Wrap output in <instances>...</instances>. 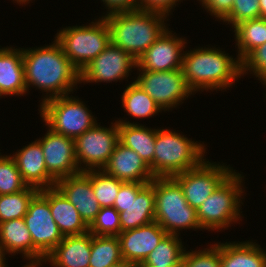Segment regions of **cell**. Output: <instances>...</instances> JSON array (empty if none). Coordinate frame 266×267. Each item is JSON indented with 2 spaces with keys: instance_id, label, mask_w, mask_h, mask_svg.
<instances>
[{
  "instance_id": "6da1fadb",
  "label": "cell",
  "mask_w": 266,
  "mask_h": 267,
  "mask_svg": "<svg viewBox=\"0 0 266 267\" xmlns=\"http://www.w3.org/2000/svg\"><path fill=\"white\" fill-rule=\"evenodd\" d=\"M22 55L27 90L32 85L42 92L51 93L42 102L69 95L80 82V72L72 65L56 39L49 46L22 48Z\"/></svg>"
},
{
  "instance_id": "7a4b0ae2",
  "label": "cell",
  "mask_w": 266,
  "mask_h": 267,
  "mask_svg": "<svg viewBox=\"0 0 266 267\" xmlns=\"http://www.w3.org/2000/svg\"><path fill=\"white\" fill-rule=\"evenodd\" d=\"M181 69L193 93L204 89H226L242 75L239 58L234 59L225 51L209 47L186 51Z\"/></svg>"
},
{
  "instance_id": "3957f363",
  "label": "cell",
  "mask_w": 266,
  "mask_h": 267,
  "mask_svg": "<svg viewBox=\"0 0 266 267\" xmlns=\"http://www.w3.org/2000/svg\"><path fill=\"white\" fill-rule=\"evenodd\" d=\"M103 17L110 28L111 43L136 60L167 29L165 15L140 9L114 12Z\"/></svg>"
},
{
  "instance_id": "277c9868",
  "label": "cell",
  "mask_w": 266,
  "mask_h": 267,
  "mask_svg": "<svg viewBox=\"0 0 266 267\" xmlns=\"http://www.w3.org/2000/svg\"><path fill=\"white\" fill-rule=\"evenodd\" d=\"M204 146L170 129H158L155 141L153 176L173 177L199 166L206 160L204 159Z\"/></svg>"
},
{
  "instance_id": "5b68a950",
  "label": "cell",
  "mask_w": 266,
  "mask_h": 267,
  "mask_svg": "<svg viewBox=\"0 0 266 267\" xmlns=\"http://www.w3.org/2000/svg\"><path fill=\"white\" fill-rule=\"evenodd\" d=\"M155 221L170 235L182 229H202L192 208L173 177H155Z\"/></svg>"
},
{
  "instance_id": "8992f818",
  "label": "cell",
  "mask_w": 266,
  "mask_h": 267,
  "mask_svg": "<svg viewBox=\"0 0 266 267\" xmlns=\"http://www.w3.org/2000/svg\"><path fill=\"white\" fill-rule=\"evenodd\" d=\"M55 39L72 65L81 72L111 43V33L102 16L90 25L63 28L56 34Z\"/></svg>"
},
{
  "instance_id": "52a82bcc",
  "label": "cell",
  "mask_w": 266,
  "mask_h": 267,
  "mask_svg": "<svg viewBox=\"0 0 266 267\" xmlns=\"http://www.w3.org/2000/svg\"><path fill=\"white\" fill-rule=\"evenodd\" d=\"M242 178L235 170L215 189L197 209V219L202 229L220 230L240 218Z\"/></svg>"
},
{
  "instance_id": "ba28073f",
  "label": "cell",
  "mask_w": 266,
  "mask_h": 267,
  "mask_svg": "<svg viewBox=\"0 0 266 267\" xmlns=\"http://www.w3.org/2000/svg\"><path fill=\"white\" fill-rule=\"evenodd\" d=\"M40 109V115L48 128L74 140L97 123L79 98L68 95L46 100L41 103Z\"/></svg>"
},
{
  "instance_id": "9c48e42d",
  "label": "cell",
  "mask_w": 266,
  "mask_h": 267,
  "mask_svg": "<svg viewBox=\"0 0 266 267\" xmlns=\"http://www.w3.org/2000/svg\"><path fill=\"white\" fill-rule=\"evenodd\" d=\"M23 219L33 241V267H37L64 238L51 215L49 188L39 190L31 199Z\"/></svg>"
},
{
  "instance_id": "30bf717a",
  "label": "cell",
  "mask_w": 266,
  "mask_h": 267,
  "mask_svg": "<svg viewBox=\"0 0 266 267\" xmlns=\"http://www.w3.org/2000/svg\"><path fill=\"white\" fill-rule=\"evenodd\" d=\"M111 124L110 128H106L96 123L75 139L77 164L81 172L102 170L108 163L119 142L118 123Z\"/></svg>"
},
{
  "instance_id": "8fae6325",
  "label": "cell",
  "mask_w": 266,
  "mask_h": 267,
  "mask_svg": "<svg viewBox=\"0 0 266 267\" xmlns=\"http://www.w3.org/2000/svg\"><path fill=\"white\" fill-rule=\"evenodd\" d=\"M135 82L157 103L162 110L175 108L192 94L182 69L155 72L140 70Z\"/></svg>"
},
{
  "instance_id": "7c38bea8",
  "label": "cell",
  "mask_w": 266,
  "mask_h": 267,
  "mask_svg": "<svg viewBox=\"0 0 266 267\" xmlns=\"http://www.w3.org/2000/svg\"><path fill=\"white\" fill-rule=\"evenodd\" d=\"M232 172L231 167L204 160L199 166L176 174L173 178L183 189L188 204L197 211Z\"/></svg>"
},
{
  "instance_id": "4fadbf2b",
  "label": "cell",
  "mask_w": 266,
  "mask_h": 267,
  "mask_svg": "<svg viewBox=\"0 0 266 267\" xmlns=\"http://www.w3.org/2000/svg\"><path fill=\"white\" fill-rule=\"evenodd\" d=\"M133 67L137 68V60L110 43L80 72V83L122 80L128 77Z\"/></svg>"
},
{
  "instance_id": "5bb4252c",
  "label": "cell",
  "mask_w": 266,
  "mask_h": 267,
  "mask_svg": "<svg viewBox=\"0 0 266 267\" xmlns=\"http://www.w3.org/2000/svg\"><path fill=\"white\" fill-rule=\"evenodd\" d=\"M48 129L44 138L37 139L41 144L47 172L56 181L81 172L77 164L75 140Z\"/></svg>"
},
{
  "instance_id": "9a60e30c",
  "label": "cell",
  "mask_w": 266,
  "mask_h": 267,
  "mask_svg": "<svg viewBox=\"0 0 266 267\" xmlns=\"http://www.w3.org/2000/svg\"><path fill=\"white\" fill-rule=\"evenodd\" d=\"M173 35L166 29L137 59V68L155 72L181 69L186 40Z\"/></svg>"
},
{
  "instance_id": "2e32d148",
  "label": "cell",
  "mask_w": 266,
  "mask_h": 267,
  "mask_svg": "<svg viewBox=\"0 0 266 267\" xmlns=\"http://www.w3.org/2000/svg\"><path fill=\"white\" fill-rule=\"evenodd\" d=\"M166 235L167 232L156 221L120 232L118 238L123 260L133 264L143 263Z\"/></svg>"
},
{
  "instance_id": "e0dca14e",
  "label": "cell",
  "mask_w": 266,
  "mask_h": 267,
  "mask_svg": "<svg viewBox=\"0 0 266 267\" xmlns=\"http://www.w3.org/2000/svg\"><path fill=\"white\" fill-rule=\"evenodd\" d=\"M55 186L75 206L81 218L89 226L101 209L94 196L90 175L87 172H79L58 179Z\"/></svg>"
},
{
  "instance_id": "ac0fdd59",
  "label": "cell",
  "mask_w": 266,
  "mask_h": 267,
  "mask_svg": "<svg viewBox=\"0 0 266 267\" xmlns=\"http://www.w3.org/2000/svg\"><path fill=\"white\" fill-rule=\"evenodd\" d=\"M102 170L122 182L150 183L155 178L143 159L120 141Z\"/></svg>"
},
{
  "instance_id": "d6986e66",
  "label": "cell",
  "mask_w": 266,
  "mask_h": 267,
  "mask_svg": "<svg viewBox=\"0 0 266 267\" xmlns=\"http://www.w3.org/2000/svg\"><path fill=\"white\" fill-rule=\"evenodd\" d=\"M15 153L12 157L23 181L28 186L41 190L56 185V180L47 172L44 154L38 140Z\"/></svg>"
},
{
  "instance_id": "ffe728a7",
  "label": "cell",
  "mask_w": 266,
  "mask_h": 267,
  "mask_svg": "<svg viewBox=\"0 0 266 267\" xmlns=\"http://www.w3.org/2000/svg\"><path fill=\"white\" fill-rule=\"evenodd\" d=\"M119 212L121 232L132 230L155 221L154 179L128 205H113Z\"/></svg>"
},
{
  "instance_id": "44dd1931",
  "label": "cell",
  "mask_w": 266,
  "mask_h": 267,
  "mask_svg": "<svg viewBox=\"0 0 266 267\" xmlns=\"http://www.w3.org/2000/svg\"><path fill=\"white\" fill-rule=\"evenodd\" d=\"M92 234L64 236L63 240L45 257L53 267H89Z\"/></svg>"
},
{
  "instance_id": "7402d4cb",
  "label": "cell",
  "mask_w": 266,
  "mask_h": 267,
  "mask_svg": "<svg viewBox=\"0 0 266 267\" xmlns=\"http://www.w3.org/2000/svg\"><path fill=\"white\" fill-rule=\"evenodd\" d=\"M26 92L22 48H0V96Z\"/></svg>"
},
{
  "instance_id": "603a6c76",
  "label": "cell",
  "mask_w": 266,
  "mask_h": 267,
  "mask_svg": "<svg viewBox=\"0 0 266 267\" xmlns=\"http://www.w3.org/2000/svg\"><path fill=\"white\" fill-rule=\"evenodd\" d=\"M49 205L51 215L63 236L89 232V226L81 218L75 206L56 186L49 188Z\"/></svg>"
},
{
  "instance_id": "cb8c5ba5",
  "label": "cell",
  "mask_w": 266,
  "mask_h": 267,
  "mask_svg": "<svg viewBox=\"0 0 266 267\" xmlns=\"http://www.w3.org/2000/svg\"><path fill=\"white\" fill-rule=\"evenodd\" d=\"M119 128V141L128 148L134 150L150 167L153 174V160L155 141L158 129H150L142 124L129 121H116Z\"/></svg>"
},
{
  "instance_id": "d4e9b609",
  "label": "cell",
  "mask_w": 266,
  "mask_h": 267,
  "mask_svg": "<svg viewBox=\"0 0 266 267\" xmlns=\"http://www.w3.org/2000/svg\"><path fill=\"white\" fill-rule=\"evenodd\" d=\"M221 267H266V251L251 241L220 243Z\"/></svg>"
},
{
  "instance_id": "484cf974",
  "label": "cell",
  "mask_w": 266,
  "mask_h": 267,
  "mask_svg": "<svg viewBox=\"0 0 266 267\" xmlns=\"http://www.w3.org/2000/svg\"><path fill=\"white\" fill-rule=\"evenodd\" d=\"M0 245L7 253H22L30 262L23 267H33V241L23 218L0 223Z\"/></svg>"
},
{
  "instance_id": "4316f807",
  "label": "cell",
  "mask_w": 266,
  "mask_h": 267,
  "mask_svg": "<svg viewBox=\"0 0 266 267\" xmlns=\"http://www.w3.org/2000/svg\"><path fill=\"white\" fill-rule=\"evenodd\" d=\"M238 55L242 61L252 50L266 43V19L256 18L239 23L234 28Z\"/></svg>"
},
{
  "instance_id": "83f0119b",
  "label": "cell",
  "mask_w": 266,
  "mask_h": 267,
  "mask_svg": "<svg viewBox=\"0 0 266 267\" xmlns=\"http://www.w3.org/2000/svg\"><path fill=\"white\" fill-rule=\"evenodd\" d=\"M184 249L179 235L167 234L143 264L148 267H181Z\"/></svg>"
},
{
  "instance_id": "f1b7e54d",
  "label": "cell",
  "mask_w": 266,
  "mask_h": 267,
  "mask_svg": "<svg viewBox=\"0 0 266 267\" xmlns=\"http://www.w3.org/2000/svg\"><path fill=\"white\" fill-rule=\"evenodd\" d=\"M121 98L124 110L135 118L152 117V115L162 111L135 81L126 87Z\"/></svg>"
},
{
  "instance_id": "f546056e",
  "label": "cell",
  "mask_w": 266,
  "mask_h": 267,
  "mask_svg": "<svg viewBox=\"0 0 266 267\" xmlns=\"http://www.w3.org/2000/svg\"><path fill=\"white\" fill-rule=\"evenodd\" d=\"M123 261L118 236L92 234L89 267H110Z\"/></svg>"
},
{
  "instance_id": "4dcf8cb0",
  "label": "cell",
  "mask_w": 266,
  "mask_h": 267,
  "mask_svg": "<svg viewBox=\"0 0 266 267\" xmlns=\"http://www.w3.org/2000/svg\"><path fill=\"white\" fill-rule=\"evenodd\" d=\"M38 192L37 188L27 186L20 192L0 195V223L23 218L28 211L31 199Z\"/></svg>"
},
{
  "instance_id": "1f68e13d",
  "label": "cell",
  "mask_w": 266,
  "mask_h": 267,
  "mask_svg": "<svg viewBox=\"0 0 266 267\" xmlns=\"http://www.w3.org/2000/svg\"><path fill=\"white\" fill-rule=\"evenodd\" d=\"M90 175L94 196L100 207H113L119 188L123 183L103 170L86 171Z\"/></svg>"
},
{
  "instance_id": "d6a6232c",
  "label": "cell",
  "mask_w": 266,
  "mask_h": 267,
  "mask_svg": "<svg viewBox=\"0 0 266 267\" xmlns=\"http://www.w3.org/2000/svg\"><path fill=\"white\" fill-rule=\"evenodd\" d=\"M0 155V195L13 194L24 190L28 185L23 181L12 156Z\"/></svg>"
},
{
  "instance_id": "836d02e7",
  "label": "cell",
  "mask_w": 266,
  "mask_h": 267,
  "mask_svg": "<svg viewBox=\"0 0 266 267\" xmlns=\"http://www.w3.org/2000/svg\"><path fill=\"white\" fill-rule=\"evenodd\" d=\"M89 232L97 236H118L121 232L119 212L114 207H102L89 225Z\"/></svg>"
},
{
  "instance_id": "e575fe53",
  "label": "cell",
  "mask_w": 266,
  "mask_h": 267,
  "mask_svg": "<svg viewBox=\"0 0 266 267\" xmlns=\"http://www.w3.org/2000/svg\"><path fill=\"white\" fill-rule=\"evenodd\" d=\"M211 246L209 249L198 251L185 250L181 267H221L220 244L215 243Z\"/></svg>"
},
{
  "instance_id": "d590c367",
  "label": "cell",
  "mask_w": 266,
  "mask_h": 267,
  "mask_svg": "<svg viewBox=\"0 0 266 267\" xmlns=\"http://www.w3.org/2000/svg\"><path fill=\"white\" fill-rule=\"evenodd\" d=\"M260 18L259 0H234L231 12L223 19L232 28L241 22Z\"/></svg>"
},
{
  "instance_id": "8d00e7d4",
  "label": "cell",
  "mask_w": 266,
  "mask_h": 267,
  "mask_svg": "<svg viewBox=\"0 0 266 267\" xmlns=\"http://www.w3.org/2000/svg\"><path fill=\"white\" fill-rule=\"evenodd\" d=\"M246 71H252L261 83L266 78V43L252 50L241 61V74L244 75Z\"/></svg>"
},
{
  "instance_id": "74e56055",
  "label": "cell",
  "mask_w": 266,
  "mask_h": 267,
  "mask_svg": "<svg viewBox=\"0 0 266 267\" xmlns=\"http://www.w3.org/2000/svg\"><path fill=\"white\" fill-rule=\"evenodd\" d=\"M210 15L223 20L230 12L234 4V0H199Z\"/></svg>"
},
{
  "instance_id": "f35d334b",
  "label": "cell",
  "mask_w": 266,
  "mask_h": 267,
  "mask_svg": "<svg viewBox=\"0 0 266 267\" xmlns=\"http://www.w3.org/2000/svg\"><path fill=\"white\" fill-rule=\"evenodd\" d=\"M178 1L180 0H138V3L140 10L160 13L167 17Z\"/></svg>"
},
{
  "instance_id": "ab89813d",
  "label": "cell",
  "mask_w": 266,
  "mask_h": 267,
  "mask_svg": "<svg viewBox=\"0 0 266 267\" xmlns=\"http://www.w3.org/2000/svg\"><path fill=\"white\" fill-rule=\"evenodd\" d=\"M147 184L149 183L123 182L114 205H128L132 200V195H137Z\"/></svg>"
},
{
  "instance_id": "60d3db41",
  "label": "cell",
  "mask_w": 266,
  "mask_h": 267,
  "mask_svg": "<svg viewBox=\"0 0 266 267\" xmlns=\"http://www.w3.org/2000/svg\"><path fill=\"white\" fill-rule=\"evenodd\" d=\"M108 7V14L122 11H133L139 9L138 0H102Z\"/></svg>"
},
{
  "instance_id": "b9f144b4",
  "label": "cell",
  "mask_w": 266,
  "mask_h": 267,
  "mask_svg": "<svg viewBox=\"0 0 266 267\" xmlns=\"http://www.w3.org/2000/svg\"><path fill=\"white\" fill-rule=\"evenodd\" d=\"M260 4V17L266 19V0H259Z\"/></svg>"
},
{
  "instance_id": "7bdbcfd3",
  "label": "cell",
  "mask_w": 266,
  "mask_h": 267,
  "mask_svg": "<svg viewBox=\"0 0 266 267\" xmlns=\"http://www.w3.org/2000/svg\"><path fill=\"white\" fill-rule=\"evenodd\" d=\"M6 251L2 248V246L0 245V267H6V263H5V253Z\"/></svg>"
},
{
  "instance_id": "ee69618b",
  "label": "cell",
  "mask_w": 266,
  "mask_h": 267,
  "mask_svg": "<svg viewBox=\"0 0 266 267\" xmlns=\"http://www.w3.org/2000/svg\"><path fill=\"white\" fill-rule=\"evenodd\" d=\"M110 267H134V264L123 260V261H121V262H119L113 266H110Z\"/></svg>"
},
{
  "instance_id": "f6af8a7d",
  "label": "cell",
  "mask_w": 266,
  "mask_h": 267,
  "mask_svg": "<svg viewBox=\"0 0 266 267\" xmlns=\"http://www.w3.org/2000/svg\"><path fill=\"white\" fill-rule=\"evenodd\" d=\"M14 1V0H13ZM18 4H26V2L27 3H29V1H31V0H15Z\"/></svg>"
},
{
  "instance_id": "bcb514c9",
  "label": "cell",
  "mask_w": 266,
  "mask_h": 267,
  "mask_svg": "<svg viewBox=\"0 0 266 267\" xmlns=\"http://www.w3.org/2000/svg\"><path fill=\"white\" fill-rule=\"evenodd\" d=\"M134 267H148L144 265L143 263L134 264Z\"/></svg>"
},
{
  "instance_id": "7dc6e473",
  "label": "cell",
  "mask_w": 266,
  "mask_h": 267,
  "mask_svg": "<svg viewBox=\"0 0 266 267\" xmlns=\"http://www.w3.org/2000/svg\"><path fill=\"white\" fill-rule=\"evenodd\" d=\"M263 84L266 85V78L263 80ZM266 96V95H265Z\"/></svg>"
}]
</instances>
